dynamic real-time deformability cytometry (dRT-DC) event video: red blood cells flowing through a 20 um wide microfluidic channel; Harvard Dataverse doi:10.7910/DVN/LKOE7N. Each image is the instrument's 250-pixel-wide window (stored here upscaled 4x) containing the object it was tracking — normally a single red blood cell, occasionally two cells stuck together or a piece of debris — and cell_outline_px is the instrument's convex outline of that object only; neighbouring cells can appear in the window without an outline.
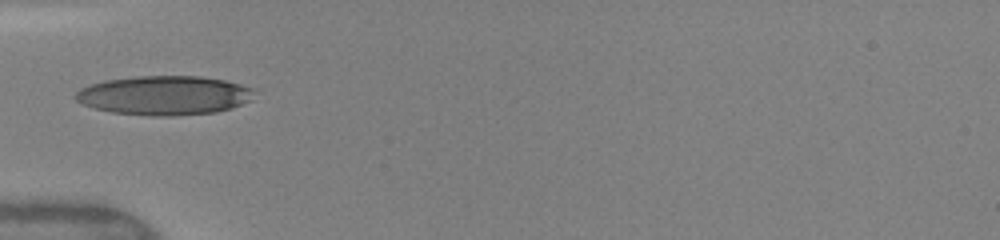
{"species": "human", "species_latin": "Homo sapiens", "temperature_condition": "warm", "stored_images_in_passage": 30, "camera_frame_rate_fps": 3000, "um_per_image_px": 0.085, "donor": {"sex": "female"}, "frame": {"image": 1, "passage_image": 1, "time_ms": 0.0, "image_size_px": [1000, 240], "cell_outline_px": [[256, 88], [252, 100], [232, 108], [216, 112], [172, 116], [152, 116], [112, 112], [96, 108], [84, 104], [76, 100], [72, 96], [80, 88], [104, 80], [136, 76], [200, 76], [224, 80]], "centroid_in_image_um": [14.0, 8.1], "position_along_channel_um": 71.0, "area_um2": 41.04}, "authors_computed_cell_mechanics": {"area_um2": 38.9572, "velocity_mm_per_s": 4.1322, "shape_relaxation_time_tau1_ms": 3.8313, "shape_relaxation_time_tau2_ms": null, "deformation_change_tau1": 0.1783, "deformation_change_tau2": null}}